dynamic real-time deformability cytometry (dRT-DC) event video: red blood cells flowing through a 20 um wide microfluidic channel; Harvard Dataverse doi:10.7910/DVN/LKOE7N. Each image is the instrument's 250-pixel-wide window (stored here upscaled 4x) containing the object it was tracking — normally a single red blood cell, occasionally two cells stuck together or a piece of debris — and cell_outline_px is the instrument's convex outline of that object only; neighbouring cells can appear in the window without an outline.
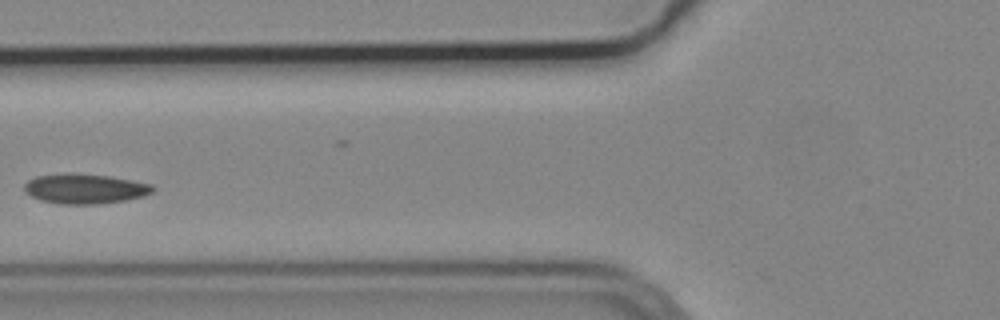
{"species": "common noctule bat (a hibernating species)", "species_latin": "Nyctalus noctula", "temperature_condition": "cold", "stored_images_in_passage": 3, "camera_frame_rate_fps": 3000, "um_per_image_px": 0.085, "animal": {"sex": "male", "body_mass_g": 19.2, "forearm_length_mm": 51.8}, "frame": {"image": 1, "passage_image": 3, "time_ms": 0.667, "image_size_px": [1000, 320], "cell_outline_px": [[156, 188], [152, 192], [144, 196], [124, 200], [96, 204], [60, 204], [40, 200], [24, 192], [24, 184], [28, 180], [36, 176], [64, 172], [72, 172], [108, 176], [132, 180], [152, 184]], "centroid_in_image_um": [7.19, 16.02], "position_along_channel_um": 118.6, "area_um2": 22.6}}